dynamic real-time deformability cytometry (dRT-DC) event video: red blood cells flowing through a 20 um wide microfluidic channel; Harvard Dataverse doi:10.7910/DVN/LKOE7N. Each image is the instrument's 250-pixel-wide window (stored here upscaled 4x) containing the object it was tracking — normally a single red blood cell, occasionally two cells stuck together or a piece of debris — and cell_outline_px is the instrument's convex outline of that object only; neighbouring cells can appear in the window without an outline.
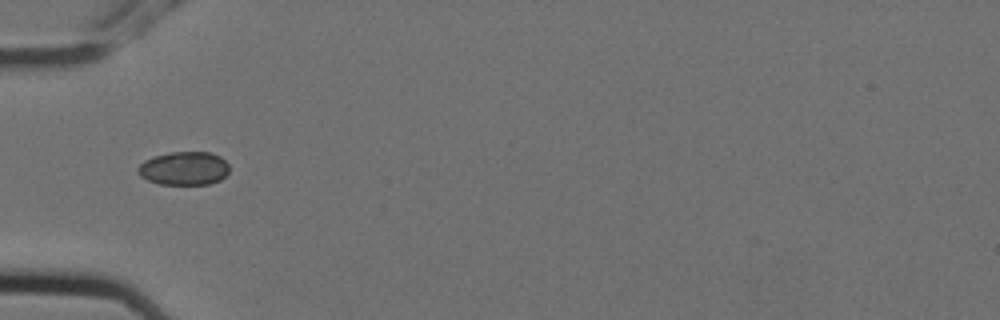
{"species": "Egyptian fruit bat (a non-hibernating species)", "species_latin": "Rousettus aegyptiacus", "temperature_condition": "cold", "stored_images_in_passage": 2, "camera_frame_rate_fps": 3000, "um_per_image_px": 0.085, "animal": {"sex": "female"}, "frame": {"image": 1, "passage_image": 1, "time_ms": 0.0, "image_size_px": [1000, 320], "cell_outline_px": [[228, 172], [220, 180], [208, 184], [160, 184], [148, 180], [140, 176], [136, 172], [136, 168], [144, 160], [152, 156], [168, 152], [208, 152], [220, 156], [228, 164]], "centroid_in_image_um": [15.6, 14.3], "position_along_channel_um": 69.4, "area_um2": 17.92}}